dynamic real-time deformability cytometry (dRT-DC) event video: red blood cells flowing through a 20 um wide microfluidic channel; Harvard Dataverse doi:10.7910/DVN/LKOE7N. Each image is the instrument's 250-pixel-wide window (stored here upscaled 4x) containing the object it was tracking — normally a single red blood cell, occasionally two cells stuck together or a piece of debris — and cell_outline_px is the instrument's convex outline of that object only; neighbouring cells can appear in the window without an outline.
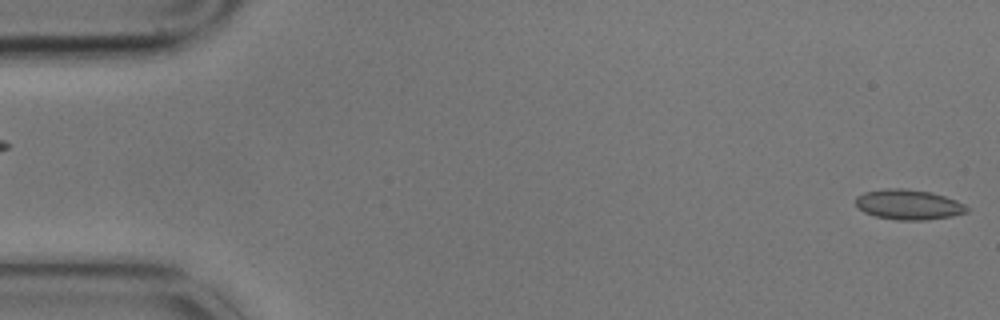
{"species": "common noctule bat (a hibernating species)", "species_latin": "Nyctalus noctula", "temperature_condition": "cold", "stored_images_in_passage": 2, "segment_of_instrument_passage": [2, 2], "camera_frame_rate_fps": 3000, "um_per_image_px": 0.085, "animal": {"sex": "male", "body_mass_g": 17.9}, "frame": {"image": 1, "passage_image": 2, "time_ms": 0.333, "image_size_px": [1000, 320], "cell_outline_px": [[968, 212], [952, 216], [924, 220], [896, 220], [876, 216], [864, 212], [856, 204], [856, 196], [864, 192], [884, 188], [904, 188], [932, 192], [956, 200], [964, 204], [968, 208]], "centroid_in_image_um": [77.23, 17.38], "position_along_channel_um": 7.8, "area_um2": 19.54}}